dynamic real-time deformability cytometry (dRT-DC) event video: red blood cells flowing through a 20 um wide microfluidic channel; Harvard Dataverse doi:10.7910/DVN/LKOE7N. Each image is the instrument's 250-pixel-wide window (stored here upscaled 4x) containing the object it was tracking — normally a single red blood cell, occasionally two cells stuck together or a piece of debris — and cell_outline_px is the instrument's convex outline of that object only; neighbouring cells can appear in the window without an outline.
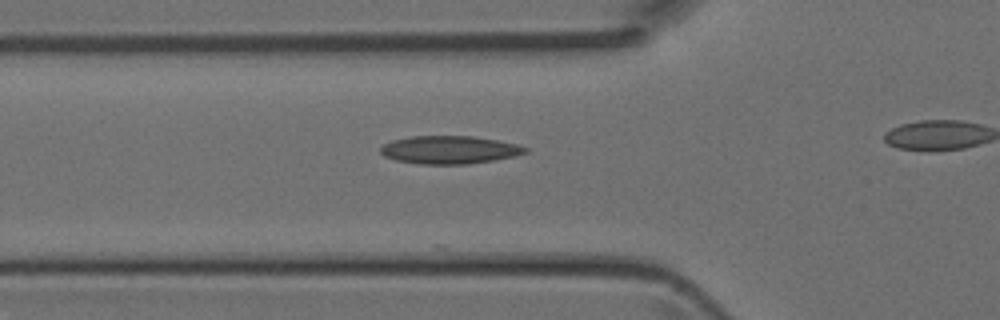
{"species": "Egyptian fruit bat (a non-hibernating species)", "species_latin": "Rousettus aegyptiacus", "temperature_condition": "room temperature", "stored_images_in_passage": 5, "segment_of_instrument_passage": [1, 2], "camera_frame_rate_fps": 3000, "um_per_image_px": 0.085, "animal": {"sex": "female"}, "frame": {"image": 1, "passage_image": 4, "time_ms": 1.0, "image_size_px": [1000, 320], "cell_outline_px": [[528, 152], [516, 156], [468, 164], [420, 164], [396, 160], [384, 156], [380, 152], [380, 148], [384, 144], [392, 140], [412, 136], [472, 136], [496, 140], [516, 144], [528, 148]], "centroid_in_image_um": [38.2, 12.73], "position_along_channel_um": 87.6, "area_um2": 23.52}}